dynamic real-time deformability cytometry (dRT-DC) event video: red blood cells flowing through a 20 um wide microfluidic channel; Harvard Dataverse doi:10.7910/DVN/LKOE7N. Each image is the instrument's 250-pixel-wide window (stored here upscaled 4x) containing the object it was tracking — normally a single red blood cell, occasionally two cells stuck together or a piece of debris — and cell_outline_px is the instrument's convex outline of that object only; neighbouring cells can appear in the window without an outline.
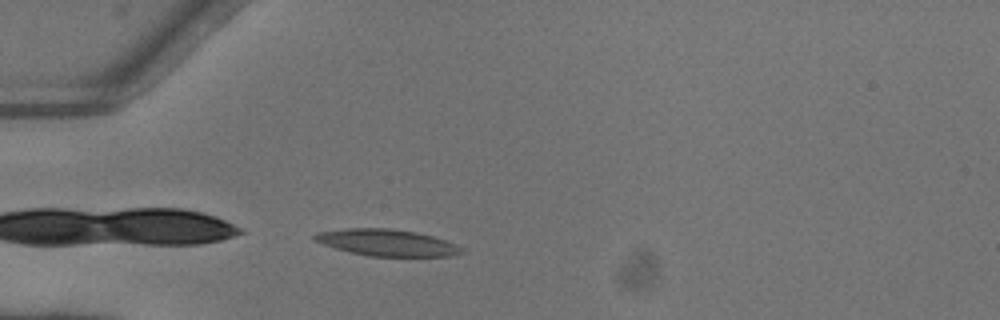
{"species": "common noctule bat (a hibernating species)", "species_latin": "Nyctalus noctula", "temperature_condition": "warm", "stored_images_in_passage": 4, "camera_frame_rate_fps": 3000, "um_per_image_px": 0.085, "animal": {"sex": "female"}, "frame": {"image": 1, "passage_image": 4, "time_ms": 1.0, "image_size_px": [1000, 320], "cell_outline_px": [[464, 252], [448, 256], [368, 256], [348, 252], [312, 240], [312, 236], [316, 232], [344, 228], [388, 228], [416, 232], [432, 236], [456, 244], [464, 248]], "centroid_in_image_um": [32.85, 20.62], "position_along_channel_um": 52.2, "area_um2": 22.83}}